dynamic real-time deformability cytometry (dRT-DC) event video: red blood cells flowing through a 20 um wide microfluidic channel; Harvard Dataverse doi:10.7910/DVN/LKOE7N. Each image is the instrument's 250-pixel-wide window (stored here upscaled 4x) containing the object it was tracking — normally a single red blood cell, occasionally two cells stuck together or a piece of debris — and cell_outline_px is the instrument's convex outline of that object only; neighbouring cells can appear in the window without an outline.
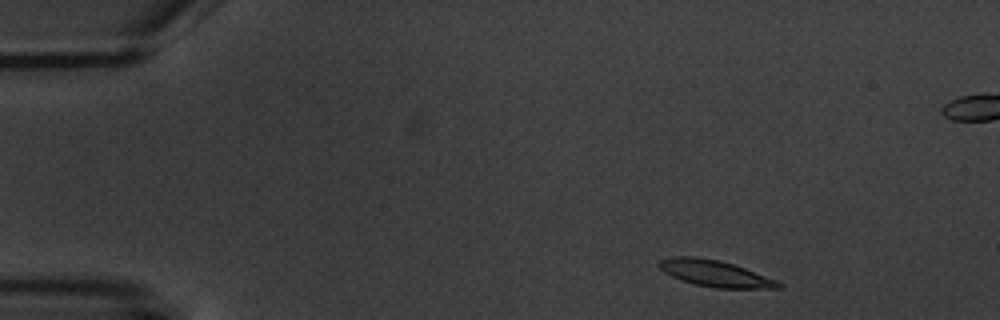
{"species": "common noctule bat (a hibernating species)", "species_latin": "Nyctalus noctula", "temperature_condition": "warm", "stored_images_in_passage": 9, "camera_frame_rate_fps": 3000, "um_per_image_px": 0.085, "animal": {"sex": "male", "body_mass_g": 20.1, "forearm_length_mm": 53.5}, "frame": {"image": 1, "passage_image": 1, "time_ms": 0.0, "image_size_px": [1000, 320], "cell_outline_px": [[784, 288], [716, 288], [696, 284], [672, 276], [664, 272], [656, 264], [660, 260], [672, 256], [696, 256], [720, 260], [744, 268], [776, 280], [784, 284]], "centroid_in_image_um": [60.78, 23.23], "position_along_channel_um": 24.2, "area_um2": 18.21}}
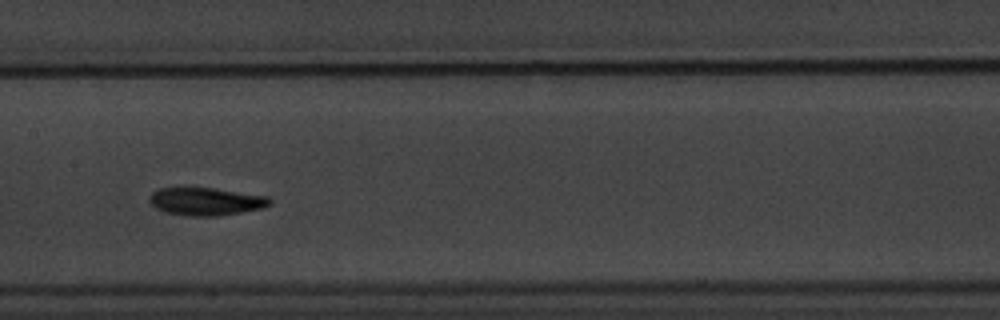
{"frame": {"image": 2, "passage_image": 7, "time_ms": 7.0, "image_size_px": [1000, 320], "cell_outline_px": [[272, 204], [264, 208], [216, 216], [184, 216], [164, 212], [156, 208], [148, 200], [148, 196], [152, 192], [160, 188], [212, 188], [268, 196], [272, 200]], "centroid_in_image_um": [17.5, 17.13], "position_along_channel_um": 189.9, "area_um2": 19.59}}
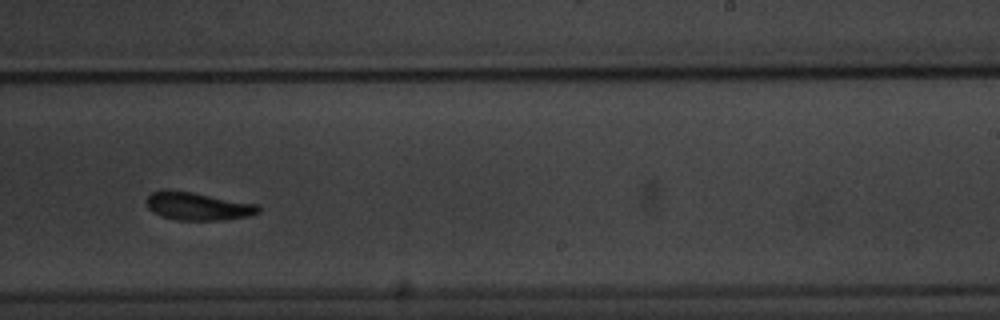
{"frame": {"image": 3, "passage_image": 9, "time_ms": 9.333, "image_size_px": [1000, 320], "cell_outline_px": [[260, 212], [248, 216], [220, 220], [180, 220], [160, 216], [148, 208], [148, 196], [152, 192], [164, 188], [168, 188], [192, 192], [256, 204], [260, 208]], "centroid_in_image_um": [16.78, 17.51], "position_along_channel_um": 272.2, "area_um2": 18.15}}